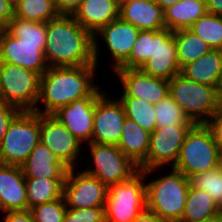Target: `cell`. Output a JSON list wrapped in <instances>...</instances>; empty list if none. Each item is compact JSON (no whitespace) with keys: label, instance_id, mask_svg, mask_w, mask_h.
I'll return each mask as SVG.
<instances>
[{"label":"cell","instance_id":"6da1fadb","mask_svg":"<svg viewBox=\"0 0 222 222\" xmlns=\"http://www.w3.org/2000/svg\"><path fill=\"white\" fill-rule=\"evenodd\" d=\"M98 72L96 65L48 67L40 77L38 101L34 112L52 115L75 100L100 96L106 89L98 83V77L103 74L102 72L98 75Z\"/></svg>","mask_w":222,"mask_h":222},{"label":"cell","instance_id":"7a4b0ae2","mask_svg":"<svg viewBox=\"0 0 222 222\" xmlns=\"http://www.w3.org/2000/svg\"><path fill=\"white\" fill-rule=\"evenodd\" d=\"M45 59L49 67L95 65L93 34L72 15L46 22Z\"/></svg>","mask_w":222,"mask_h":222},{"label":"cell","instance_id":"3957f363","mask_svg":"<svg viewBox=\"0 0 222 222\" xmlns=\"http://www.w3.org/2000/svg\"><path fill=\"white\" fill-rule=\"evenodd\" d=\"M162 169L152 168L142 171L146 187V209L165 222H180L190 187L189 179L172 167L168 170ZM160 170L162 175H160ZM166 170L168 173L165 172ZM151 175L154 176V179L150 178Z\"/></svg>","mask_w":222,"mask_h":222},{"label":"cell","instance_id":"277c9868","mask_svg":"<svg viewBox=\"0 0 222 222\" xmlns=\"http://www.w3.org/2000/svg\"><path fill=\"white\" fill-rule=\"evenodd\" d=\"M222 164V151L209 124H194L186 133L175 165L186 177L206 172Z\"/></svg>","mask_w":222,"mask_h":222},{"label":"cell","instance_id":"5b68a950","mask_svg":"<svg viewBox=\"0 0 222 222\" xmlns=\"http://www.w3.org/2000/svg\"><path fill=\"white\" fill-rule=\"evenodd\" d=\"M169 94L194 124H209L222 103L216 87L180 73L169 81Z\"/></svg>","mask_w":222,"mask_h":222},{"label":"cell","instance_id":"8992f818","mask_svg":"<svg viewBox=\"0 0 222 222\" xmlns=\"http://www.w3.org/2000/svg\"><path fill=\"white\" fill-rule=\"evenodd\" d=\"M83 148L85 149L81 166L84 161L86 164L81 170L98 178L107 187L127 181L139 171L138 165L125 156L117 145L91 142Z\"/></svg>","mask_w":222,"mask_h":222},{"label":"cell","instance_id":"52a82bcc","mask_svg":"<svg viewBox=\"0 0 222 222\" xmlns=\"http://www.w3.org/2000/svg\"><path fill=\"white\" fill-rule=\"evenodd\" d=\"M40 141V114L21 111L0 142V164L21 166Z\"/></svg>","mask_w":222,"mask_h":222},{"label":"cell","instance_id":"ba28073f","mask_svg":"<svg viewBox=\"0 0 222 222\" xmlns=\"http://www.w3.org/2000/svg\"><path fill=\"white\" fill-rule=\"evenodd\" d=\"M146 209L144 173L108 187L104 206L105 222H131Z\"/></svg>","mask_w":222,"mask_h":222},{"label":"cell","instance_id":"9c48e42d","mask_svg":"<svg viewBox=\"0 0 222 222\" xmlns=\"http://www.w3.org/2000/svg\"><path fill=\"white\" fill-rule=\"evenodd\" d=\"M139 31L131 23L123 21L120 17L101 27L93 35L95 65L99 70L102 67V65L99 66L100 63L104 62V59L101 58L105 57V55L111 58L108 64L110 72L119 68L129 58ZM103 45L106 49L101 47ZM104 52L106 53L104 54Z\"/></svg>","mask_w":222,"mask_h":222},{"label":"cell","instance_id":"30bf717a","mask_svg":"<svg viewBox=\"0 0 222 222\" xmlns=\"http://www.w3.org/2000/svg\"><path fill=\"white\" fill-rule=\"evenodd\" d=\"M40 77L20 66L0 62V101L13 105L20 111H34Z\"/></svg>","mask_w":222,"mask_h":222},{"label":"cell","instance_id":"8fae6325","mask_svg":"<svg viewBox=\"0 0 222 222\" xmlns=\"http://www.w3.org/2000/svg\"><path fill=\"white\" fill-rule=\"evenodd\" d=\"M193 125H171L156 128L150 133L147 158L139 170L173 167L178 159L186 133Z\"/></svg>","mask_w":222,"mask_h":222},{"label":"cell","instance_id":"7c38bea8","mask_svg":"<svg viewBox=\"0 0 222 222\" xmlns=\"http://www.w3.org/2000/svg\"><path fill=\"white\" fill-rule=\"evenodd\" d=\"M78 168H69L63 184V198L67 209L104 207L108 187L98 178Z\"/></svg>","mask_w":222,"mask_h":222},{"label":"cell","instance_id":"4fadbf2b","mask_svg":"<svg viewBox=\"0 0 222 222\" xmlns=\"http://www.w3.org/2000/svg\"><path fill=\"white\" fill-rule=\"evenodd\" d=\"M40 141L67 167L82 168L84 146L53 115L40 114Z\"/></svg>","mask_w":222,"mask_h":222},{"label":"cell","instance_id":"5bb4252c","mask_svg":"<svg viewBox=\"0 0 222 222\" xmlns=\"http://www.w3.org/2000/svg\"><path fill=\"white\" fill-rule=\"evenodd\" d=\"M107 93L109 91L107 92L106 88L96 99L91 142L117 145L126 115L116 95Z\"/></svg>","mask_w":222,"mask_h":222},{"label":"cell","instance_id":"9a60e30c","mask_svg":"<svg viewBox=\"0 0 222 222\" xmlns=\"http://www.w3.org/2000/svg\"><path fill=\"white\" fill-rule=\"evenodd\" d=\"M118 79L119 95L116 97L141 98L153 105L158 104L169 94V81L146 75L140 69L117 68L111 74ZM116 75V76H115Z\"/></svg>","mask_w":222,"mask_h":222},{"label":"cell","instance_id":"2e32d148","mask_svg":"<svg viewBox=\"0 0 222 222\" xmlns=\"http://www.w3.org/2000/svg\"><path fill=\"white\" fill-rule=\"evenodd\" d=\"M45 48L46 43L22 42L5 29L0 37V62L20 66L41 76L49 67Z\"/></svg>","mask_w":222,"mask_h":222},{"label":"cell","instance_id":"e0dca14e","mask_svg":"<svg viewBox=\"0 0 222 222\" xmlns=\"http://www.w3.org/2000/svg\"><path fill=\"white\" fill-rule=\"evenodd\" d=\"M87 96L59 108L52 115L58 119L83 145L91 143L96 99Z\"/></svg>","mask_w":222,"mask_h":222},{"label":"cell","instance_id":"ac0fdd59","mask_svg":"<svg viewBox=\"0 0 222 222\" xmlns=\"http://www.w3.org/2000/svg\"><path fill=\"white\" fill-rule=\"evenodd\" d=\"M140 70L146 75L168 81L180 73L173 31L166 28L155 31L154 55L142 65Z\"/></svg>","mask_w":222,"mask_h":222},{"label":"cell","instance_id":"d6986e66","mask_svg":"<svg viewBox=\"0 0 222 222\" xmlns=\"http://www.w3.org/2000/svg\"><path fill=\"white\" fill-rule=\"evenodd\" d=\"M28 210L25 176L21 166L0 164V211Z\"/></svg>","mask_w":222,"mask_h":222},{"label":"cell","instance_id":"ffe728a7","mask_svg":"<svg viewBox=\"0 0 222 222\" xmlns=\"http://www.w3.org/2000/svg\"><path fill=\"white\" fill-rule=\"evenodd\" d=\"M119 17L140 31L165 29L163 10L155 0L126 1L120 4Z\"/></svg>","mask_w":222,"mask_h":222},{"label":"cell","instance_id":"44dd1931","mask_svg":"<svg viewBox=\"0 0 222 222\" xmlns=\"http://www.w3.org/2000/svg\"><path fill=\"white\" fill-rule=\"evenodd\" d=\"M21 169L25 178L66 179L69 167L39 141Z\"/></svg>","mask_w":222,"mask_h":222},{"label":"cell","instance_id":"7402d4cb","mask_svg":"<svg viewBox=\"0 0 222 222\" xmlns=\"http://www.w3.org/2000/svg\"><path fill=\"white\" fill-rule=\"evenodd\" d=\"M119 9L117 0H83L72 16L94 35L101 27L119 18Z\"/></svg>","mask_w":222,"mask_h":222},{"label":"cell","instance_id":"603a6c76","mask_svg":"<svg viewBox=\"0 0 222 222\" xmlns=\"http://www.w3.org/2000/svg\"><path fill=\"white\" fill-rule=\"evenodd\" d=\"M222 70V50L211 49L197 60L181 68L180 74L189 80L217 87Z\"/></svg>","mask_w":222,"mask_h":222},{"label":"cell","instance_id":"cb8c5ba5","mask_svg":"<svg viewBox=\"0 0 222 222\" xmlns=\"http://www.w3.org/2000/svg\"><path fill=\"white\" fill-rule=\"evenodd\" d=\"M150 133L126 117L117 147L136 165H140L149 150Z\"/></svg>","mask_w":222,"mask_h":222},{"label":"cell","instance_id":"d4e9b609","mask_svg":"<svg viewBox=\"0 0 222 222\" xmlns=\"http://www.w3.org/2000/svg\"><path fill=\"white\" fill-rule=\"evenodd\" d=\"M163 13L166 29L170 31L189 29L207 13L206 0H179Z\"/></svg>","mask_w":222,"mask_h":222},{"label":"cell","instance_id":"484cf974","mask_svg":"<svg viewBox=\"0 0 222 222\" xmlns=\"http://www.w3.org/2000/svg\"><path fill=\"white\" fill-rule=\"evenodd\" d=\"M221 214V209L205 191L189 187L180 222H204Z\"/></svg>","mask_w":222,"mask_h":222},{"label":"cell","instance_id":"4316f807","mask_svg":"<svg viewBox=\"0 0 222 222\" xmlns=\"http://www.w3.org/2000/svg\"><path fill=\"white\" fill-rule=\"evenodd\" d=\"M65 179L25 178L28 209L62 197Z\"/></svg>","mask_w":222,"mask_h":222},{"label":"cell","instance_id":"83f0119b","mask_svg":"<svg viewBox=\"0 0 222 222\" xmlns=\"http://www.w3.org/2000/svg\"><path fill=\"white\" fill-rule=\"evenodd\" d=\"M180 68L205 55L212 48L189 29L173 31Z\"/></svg>","mask_w":222,"mask_h":222},{"label":"cell","instance_id":"f1b7e54d","mask_svg":"<svg viewBox=\"0 0 222 222\" xmlns=\"http://www.w3.org/2000/svg\"><path fill=\"white\" fill-rule=\"evenodd\" d=\"M122 103L126 117L135 121L141 128L152 133L156 129L154 105L141 98L117 97Z\"/></svg>","mask_w":222,"mask_h":222},{"label":"cell","instance_id":"f546056e","mask_svg":"<svg viewBox=\"0 0 222 222\" xmlns=\"http://www.w3.org/2000/svg\"><path fill=\"white\" fill-rule=\"evenodd\" d=\"M59 15L54 0H21L14 9V16L36 22L46 23Z\"/></svg>","mask_w":222,"mask_h":222},{"label":"cell","instance_id":"4dcf8cb0","mask_svg":"<svg viewBox=\"0 0 222 222\" xmlns=\"http://www.w3.org/2000/svg\"><path fill=\"white\" fill-rule=\"evenodd\" d=\"M189 30L205 41L212 49L222 50V16L206 13Z\"/></svg>","mask_w":222,"mask_h":222},{"label":"cell","instance_id":"1f68e13d","mask_svg":"<svg viewBox=\"0 0 222 222\" xmlns=\"http://www.w3.org/2000/svg\"><path fill=\"white\" fill-rule=\"evenodd\" d=\"M5 29L22 42L46 43V23L30 21L14 16Z\"/></svg>","mask_w":222,"mask_h":222},{"label":"cell","instance_id":"d6a6232c","mask_svg":"<svg viewBox=\"0 0 222 222\" xmlns=\"http://www.w3.org/2000/svg\"><path fill=\"white\" fill-rule=\"evenodd\" d=\"M154 49L155 31H139L129 58L119 68L140 69L154 55Z\"/></svg>","mask_w":222,"mask_h":222},{"label":"cell","instance_id":"836d02e7","mask_svg":"<svg viewBox=\"0 0 222 222\" xmlns=\"http://www.w3.org/2000/svg\"><path fill=\"white\" fill-rule=\"evenodd\" d=\"M188 179L191 187L207 192L222 209V164L215 169L194 174Z\"/></svg>","mask_w":222,"mask_h":222},{"label":"cell","instance_id":"e575fe53","mask_svg":"<svg viewBox=\"0 0 222 222\" xmlns=\"http://www.w3.org/2000/svg\"><path fill=\"white\" fill-rule=\"evenodd\" d=\"M156 128L171 125H194L170 94L154 105Z\"/></svg>","mask_w":222,"mask_h":222},{"label":"cell","instance_id":"d590c367","mask_svg":"<svg viewBox=\"0 0 222 222\" xmlns=\"http://www.w3.org/2000/svg\"><path fill=\"white\" fill-rule=\"evenodd\" d=\"M29 210L34 222H63L67 208L62 196L57 200L33 206Z\"/></svg>","mask_w":222,"mask_h":222},{"label":"cell","instance_id":"8d00e7d4","mask_svg":"<svg viewBox=\"0 0 222 222\" xmlns=\"http://www.w3.org/2000/svg\"><path fill=\"white\" fill-rule=\"evenodd\" d=\"M63 222H105L104 207L67 209Z\"/></svg>","mask_w":222,"mask_h":222},{"label":"cell","instance_id":"74e56055","mask_svg":"<svg viewBox=\"0 0 222 222\" xmlns=\"http://www.w3.org/2000/svg\"><path fill=\"white\" fill-rule=\"evenodd\" d=\"M21 111L13 105L7 104L0 101V142L6 134L10 122L20 113Z\"/></svg>","mask_w":222,"mask_h":222},{"label":"cell","instance_id":"f35d334b","mask_svg":"<svg viewBox=\"0 0 222 222\" xmlns=\"http://www.w3.org/2000/svg\"><path fill=\"white\" fill-rule=\"evenodd\" d=\"M0 222H34L31 211H8L2 212Z\"/></svg>","mask_w":222,"mask_h":222},{"label":"cell","instance_id":"ab89813d","mask_svg":"<svg viewBox=\"0 0 222 222\" xmlns=\"http://www.w3.org/2000/svg\"><path fill=\"white\" fill-rule=\"evenodd\" d=\"M83 0H54L57 11L60 14L72 15Z\"/></svg>","mask_w":222,"mask_h":222},{"label":"cell","instance_id":"60d3db41","mask_svg":"<svg viewBox=\"0 0 222 222\" xmlns=\"http://www.w3.org/2000/svg\"><path fill=\"white\" fill-rule=\"evenodd\" d=\"M209 125L213 129L216 136V140L218 141L222 151V103L219 109L216 111L214 117L210 121Z\"/></svg>","mask_w":222,"mask_h":222},{"label":"cell","instance_id":"b9f144b4","mask_svg":"<svg viewBox=\"0 0 222 222\" xmlns=\"http://www.w3.org/2000/svg\"><path fill=\"white\" fill-rule=\"evenodd\" d=\"M13 17L14 8L6 0H0V21L6 26Z\"/></svg>","mask_w":222,"mask_h":222},{"label":"cell","instance_id":"7bdbcfd3","mask_svg":"<svg viewBox=\"0 0 222 222\" xmlns=\"http://www.w3.org/2000/svg\"><path fill=\"white\" fill-rule=\"evenodd\" d=\"M131 222H165V221H163L153 212L149 211L148 209H145Z\"/></svg>","mask_w":222,"mask_h":222},{"label":"cell","instance_id":"ee69618b","mask_svg":"<svg viewBox=\"0 0 222 222\" xmlns=\"http://www.w3.org/2000/svg\"><path fill=\"white\" fill-rule=\"evenodd\" d=\"M207 13L222 16V0H206Z\"/></svg>","mask_w":222,"mask_h":222},{"label":"cell","instance_id":"f6af8a7d","mask_svg":"<svg viewBox=\"0 0 222 222\" xmlns=\"http://www.w3.org/2000/svg\"><path fill=\"white\" fill-rule=\"evenodd\" d=\"M155 1L161 7V9L164 11L168 7L174 5L179 0H155Z\"/></svg>","mask_w":222,"mask_h":222},{"label":"cell","instance_id":"bcb514c9","mask_svg":"<svg viewBox=\"0 0 222 222\" xmlns=\"http://www.w3.org/2000/svg\"><path fill=\"white\" fill-rule=\"evenodd\" d=\"M216 88H217L219 97H220L221 100H222V70H221L220 78H219V81H218V84H217V87H216Z\"/></svg>","mask_w":222,"mask_h":222},{"label":"cell","instance_id":"7dc6e473","mask_svg":"<svg viewBox=\"0 0 222 222\" xmlns=\"http://www.w3.org/2000/svg\"><path fill=\"white\" fill-rule=\"evenodd\" d=\"M14 9L19 5L21 0H6Z\"/></svg>","mask_w":222,"mask_h":222},{"label":"cell","instance_id":"c3c4849f","mask_svg":"<svg viewBox=\"0 0 222 222\" xmlns=\"http://www.w3.org/2000/svg\"><path fill=\"white\" fill-rule=\"evenodd\" d=\"M204 222H222V215L220 214L219 216H217V217H215L213 219L204 221Z\"/></svg>","mask_w":222,"mask_h":222},{"label":"cell","instance_id":"681fc988","mask_svg":"<svg viewBox=\"0 0 222 222\" xmlns=\"http://www.w3.org/2000/svg\"><path fill=\"white\" fill-rule=\"evenodd\" d=\"M5 25L0 21V37H1V35H2V33H3V31L5 30Z\"/></svg>","mask_w":222,"mask_h":222},{"label":"cell","instance_id":"f907efd6","mask_svg":"<svg viewBox=\"0 0 222 222\" xmlns=\"http://www.w3.org/2000/svg\"><path fill=\"white\" fill-rule=\"evenodd\" d=\"M126 1H129V0H117V2H118L119 5L122 4V3H124V2H126Z\"/></svg>","mask_w":222,"mask_h":222}]
</instances>
